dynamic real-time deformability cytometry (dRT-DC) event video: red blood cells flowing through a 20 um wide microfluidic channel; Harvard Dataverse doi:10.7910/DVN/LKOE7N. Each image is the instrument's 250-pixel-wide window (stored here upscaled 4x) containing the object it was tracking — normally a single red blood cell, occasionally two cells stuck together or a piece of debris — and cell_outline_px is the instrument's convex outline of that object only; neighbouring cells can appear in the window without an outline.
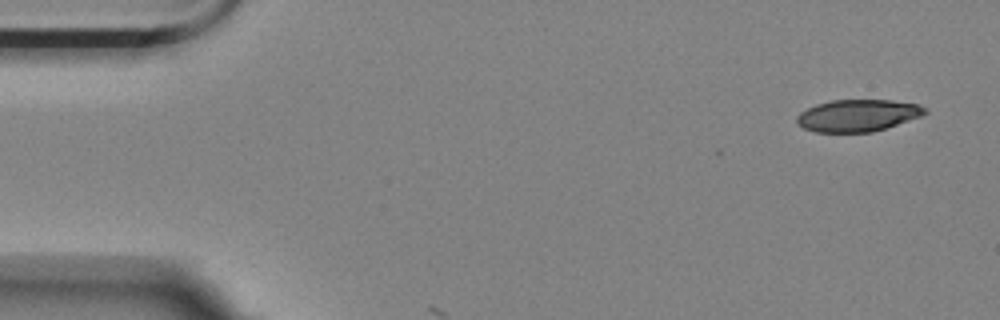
{"species": "Egyptian fruit bat (a non-hibernating species)", "species_latin": "Rousettus aegyptiacus", "temperature_condition": "room temperature", "stored_images_in_passage": 5, "segment_of_instrument_passage": [1, 2], "camera_frame_rate_fps": 3000, "um_per_image_px": 0.085, "animal": {"sex": "female"}, "frame": {"image": 1, "passage_image": 1, "time_ms": 0.0, "image_size_px": [1000, 320], "cell_outline_px": [[928, 112], [920, 116], [872, 132], [816, 132], [804, 128], [796, 124], [796, 116], [800, 112], [816, 104], [832, 100], [892, 100], [916, 104], [928, 108]], "centroid_in_image_um": [72.87, 9.81], "position_along_channel_um": 12.1, "area_um2": 23.76}}
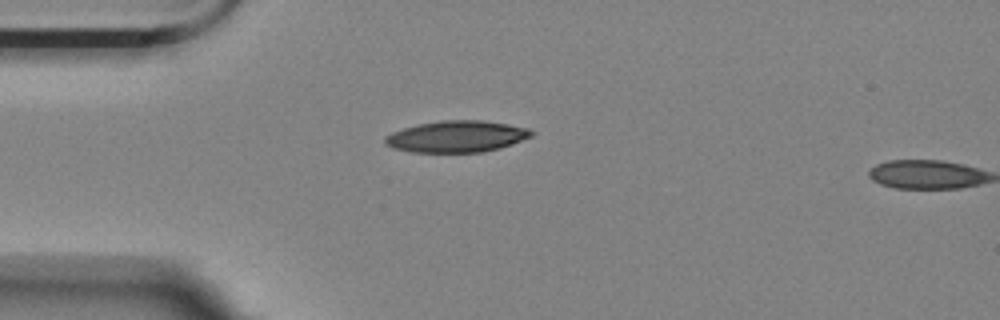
{"frame": {"image": 2, "passage_image": 4, "time_ms": 3.667, "image_size_px": [1000, 320], "cell_outline_px": [[536, 132], [532, 136], [512, 144], [500, 148], [484, 152], [412, 152], [392, 148], [384, 144], [384, 136], [392, 132], [404, 128], [420, 124], [440, 120], [484, 120], [508, 124], [528, 128]], "centroid_in_image_um": [38.82, 11.6], "position_along_channel_um": 46.2, "area_um2": 27.05}}